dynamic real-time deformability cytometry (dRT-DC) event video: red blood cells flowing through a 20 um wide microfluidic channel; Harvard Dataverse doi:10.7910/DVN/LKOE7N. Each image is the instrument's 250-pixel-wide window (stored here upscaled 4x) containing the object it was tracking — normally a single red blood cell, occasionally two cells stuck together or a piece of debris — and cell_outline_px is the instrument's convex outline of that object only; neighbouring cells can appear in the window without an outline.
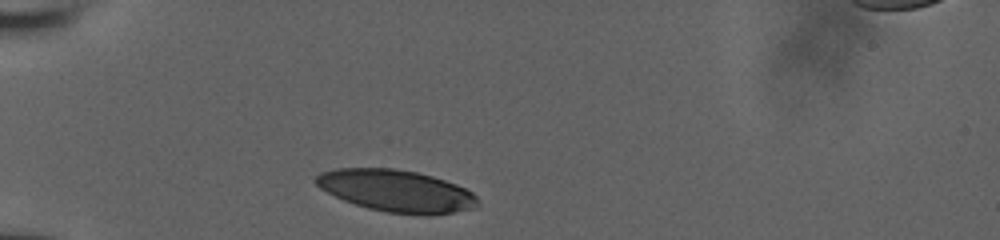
{"species": "human", "species_latin": "Homo sapiens", "temperature_condition": "room temperature", "stored_images_in_passage": 11, "camera_frame_rate_fps": 3000, "um_per_image_px": 0.085, "donor": {"sex": "male"}, "frame": {"image": 1, "passage_image": 1, "time_ms": 0.0, "image_size_px": [1000, 240], "cell_outline_px": [[480, 204], [472, 208], [452, 212], [428, 216], [424, 216], [388, 212], [368, 208], [344, 200], [320, 188], [312, 180], [320, 172], [336, 168], [392, 168], [416, 172], [432, 176], [456, 184], [472, 192], [476, 196]], "centroid_in_image_um": [33.68, 16.22], "position_along_channel_um": 51.3, "area_um2": 39.54}}
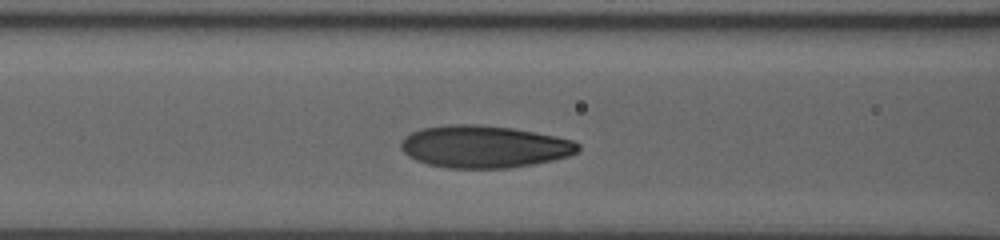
{"frame": {"image": 2, "passage_image": 8, "time_ms": 2.667, "image_size_px": [1000, 240], "cell_outline_px": [[580, 148], [576, 152], [568, 156], [552, 160], [532, 164], [508, 168], [448, 168], [428, 164], [416, 160], [408, 156], [400, 148], [400, 140], [404, 136], [420, 128], [448, 124], [476, 124], [512, 128], [556, 136], [572, 140], [580, 144]], "centroid_in_image_um": [41.11, 12.46], "position_along_channel_um": 125.5, "area_um2": 43.75}}
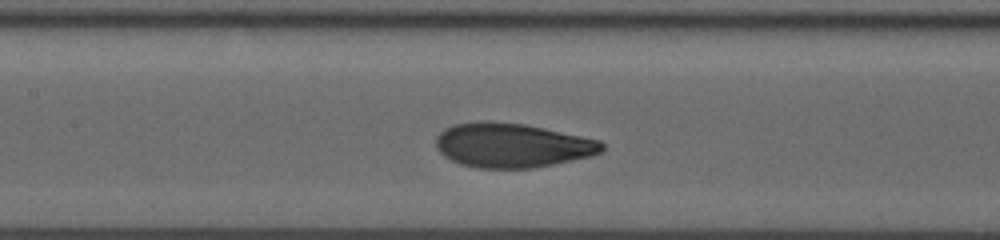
{"frame": {"image": 3, "passage_image": 10, "time_ms": 3.667, "image_size_px": [1000, 240], "cell_outline_px": [[604, 148], [600, 152], [592, 156], [532, 168], [476, 168], [460, 164], [444, 156], [436, 148], [436, 136], [444, 128], [456, 124], [524, 124], [544, 128], [600, 140], [604, 144]], "centroid_in_image_um": [43.55, 12.39], "position_along_channel_um": 163.8, "area_um2": 41.91}}